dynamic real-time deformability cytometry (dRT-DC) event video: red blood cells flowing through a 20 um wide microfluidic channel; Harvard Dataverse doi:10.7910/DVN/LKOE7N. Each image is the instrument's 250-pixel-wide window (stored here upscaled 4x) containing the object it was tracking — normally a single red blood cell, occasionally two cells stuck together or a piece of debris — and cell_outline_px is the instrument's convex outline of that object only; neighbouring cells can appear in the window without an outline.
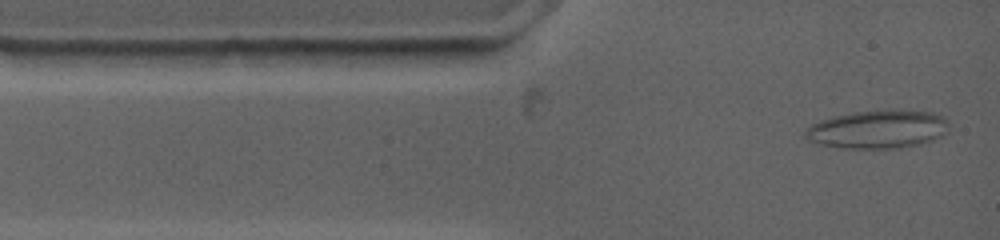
{"species": "common noctule bat (a hibernating species)", "species_latin": "Nyctalus noctula", "temperature_condition": "warm", "stored_images_in_passage": 28, "segment_of_instrument_passage": [1, 2], "camera_frame_rate_fps": 4500, "um_per_image_px": 0.085, "animal": {"sex": "female", "body_mass_g": 19.0, "forearm_length_mm": 53.3}, "frame": {"image": 1, "passage_image": 1, "time_ms": 0.0, "image_size_px": [1000, 240], "cell_outline_px": [[948, 124], [928, 140], [912, 144], [892, 148], [852, 148], [824, 144], [812, 140], [804, 136], [804, 132], [812, 124], [820, 120], [832, 116], [852, 112], [900, 108], [932, 112], [944, 116]], "centroid_in_image_um": [74.54, 10.92], "position_along_channel_um": 10.5, "area_um2": 31.1}}
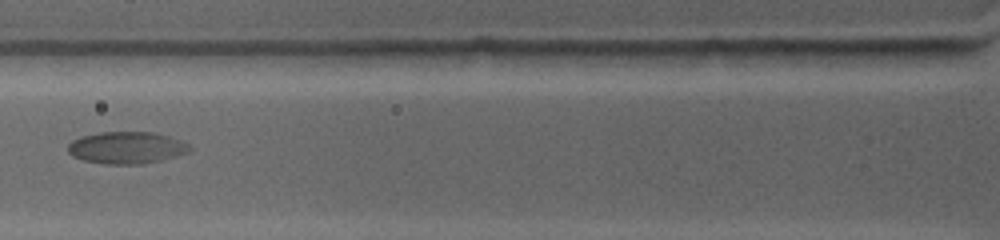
{"frame": {"image": 2, "passage_image": 12, "time_ms": 4.0, "image_size_px": [1000, 240], "cell_outline_px": [[192, 148], [188, 152], [160, 160], [140, 164], [108, 164], [84, 160], [72, 156], [68, 152], [68, 144], [72, 140], [80, 136], [100, 132], [156, 132], [168, 136], [188, 144]], "centroid_in_image_um": [10.72, 12.54], "position_along_channel_um": 115.1, "area_um2": 22.54}}
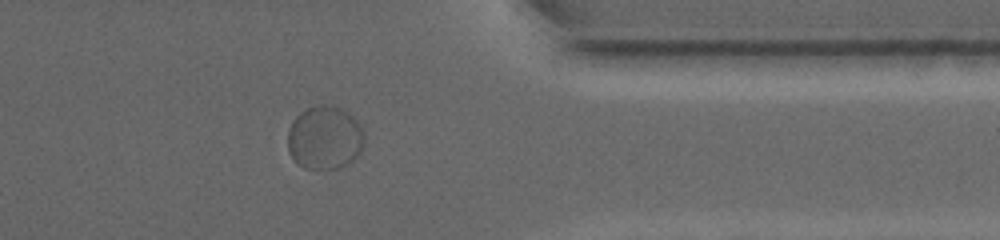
{"frame": {"image": 3, "passage_image": 25, "time_ms": 12.222, "image_size_px": [1000, 240], "cell_outline_px": [[364, 140], [360, 152], [348, 164], [336, 168], [304, 168], [296, 164], [288, 152], [288, 128], [292, 120], [300, 112], [308, 108], [320, 104], [332, 104], [348, 112], [360, 124], [364, 132]], "centroid_in_image_um": [27.58, 11.69], "position_along_channel_um": 383.8, "area_um2": 28.61}}